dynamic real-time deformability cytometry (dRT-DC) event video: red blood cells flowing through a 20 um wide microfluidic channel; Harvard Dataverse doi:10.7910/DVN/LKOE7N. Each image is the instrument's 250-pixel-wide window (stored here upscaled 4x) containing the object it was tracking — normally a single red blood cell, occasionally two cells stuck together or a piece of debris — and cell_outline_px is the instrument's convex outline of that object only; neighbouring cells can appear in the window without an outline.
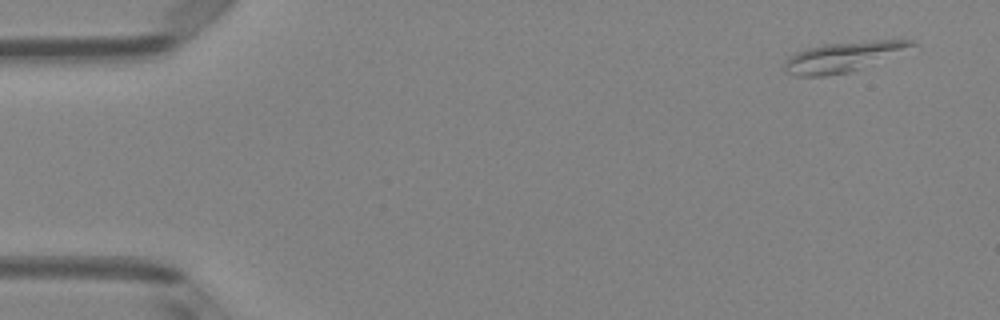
{"species": "Egyptian fruit bat (a non-hibernating species)", "species_latin": "Rousettus aegyptiacus", "temperature_condition": "room temperature", "stored_images_in_passage": 4, "camera_frame_rate_fps": 3000, "um_per_image_px": 0.085, "animal": {"sex": "female"}, "frame": {"image": 1, "passage_image": 1, "time_ms": 0.0, "image_size_px": [1000, 320], "cell_outline_px": [[916, 44], [860, 68], [848, 72], [824, 76], [796, 76], [784, 72], [784, 60], [788, 56], [796, 52], [808, 48], [824, 44], [872, 40], [912, 40]], "centroid_in_image_um": [71.5, 4.84], "position_along_channel_um": 13.5, "area_um2": 21.56}}